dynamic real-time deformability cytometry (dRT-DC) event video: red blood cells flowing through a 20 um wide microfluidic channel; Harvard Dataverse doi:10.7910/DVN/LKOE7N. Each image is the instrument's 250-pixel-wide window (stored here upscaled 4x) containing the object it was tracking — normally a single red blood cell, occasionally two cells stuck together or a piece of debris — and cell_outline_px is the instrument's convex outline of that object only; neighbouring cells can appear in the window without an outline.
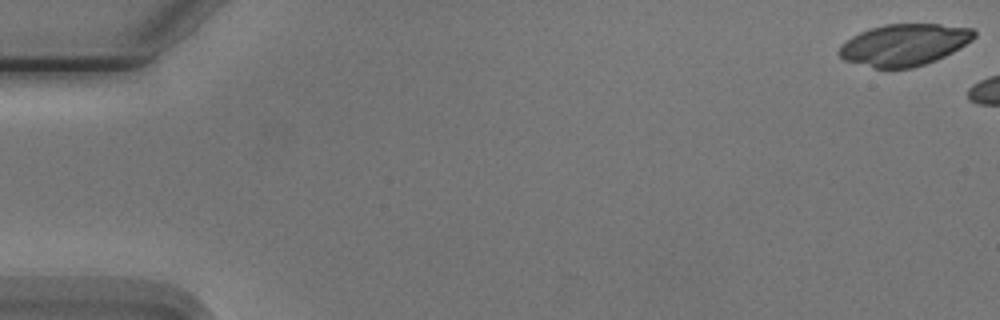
{"species": "Egyptian fruit bat (a non-hibernating species)", "species_latin": "Rousettus aegyptiacus", "temperature_condition": "cold", "stored_images_in_passage": 7, "camera_frame_rate_fps": 3000, "um_per_image_px": 0.085, "animal": {"sex": "male"}, "frame": {"image": 1, "passage_image": 1, "time_ms": 0.0, "image_size_px": [1000, 320], "cell_outline_px": [[976, 36], [972, 40], [952, 52], [936, 60], [912, 68], [872, 68], [844, 60], [836, 52], [840, 44], [852, 36], [860, 32], [884, 24], [940, 24], [972, 28], [976, 32]], "centroid_in_image_um": [76.83, 3.81], "position_along_channel_um": 8.2, "area_um2": 32.89}}